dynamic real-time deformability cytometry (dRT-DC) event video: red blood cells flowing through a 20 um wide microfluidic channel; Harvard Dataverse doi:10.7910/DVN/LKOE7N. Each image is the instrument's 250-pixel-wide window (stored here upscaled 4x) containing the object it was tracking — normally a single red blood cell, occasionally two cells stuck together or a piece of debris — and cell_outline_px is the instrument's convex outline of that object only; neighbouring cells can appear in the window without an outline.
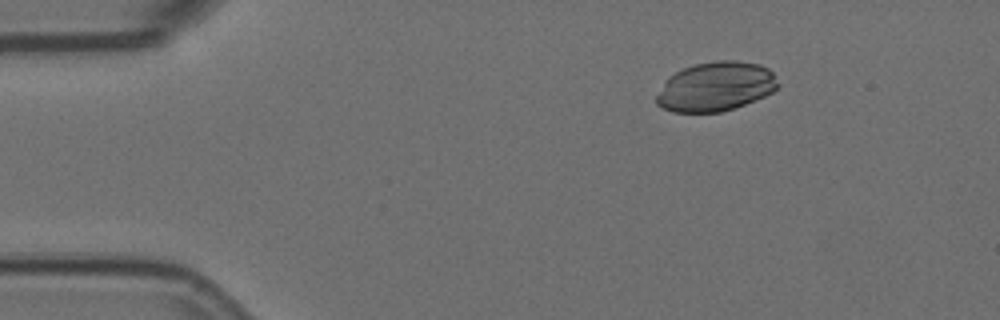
{"species": "Egyptian fruit bat (a non-hibernating species)", "species_latin": "Rousettus aegyptiacus", "temperature_condition": "room temperature", "stored_images_in_passage": 3, "camera_frame_rate_fps": 3000, "um_per_image_px": 0.085, "animal": {"sex": "female"}, "frame": {"image": 1, "passage_image": 1, "time_ms": 0.0, "image_size_px": [1000, 320], "cell_outline_px": [[780, 84], [772, 92], [764, 96], [744, 104], [720, 112], [672, 112], [656, 104], [656, 96], [664, 80], [668, 76], [684, 68], [696, 64], [716, 60], [736, 60], [760, 64], [768, 68], [772, 72]], "centroid_in_image_um": [60.82, 7.35], "position_along_channel_um": 24.2, "area_um2": 34.91}}